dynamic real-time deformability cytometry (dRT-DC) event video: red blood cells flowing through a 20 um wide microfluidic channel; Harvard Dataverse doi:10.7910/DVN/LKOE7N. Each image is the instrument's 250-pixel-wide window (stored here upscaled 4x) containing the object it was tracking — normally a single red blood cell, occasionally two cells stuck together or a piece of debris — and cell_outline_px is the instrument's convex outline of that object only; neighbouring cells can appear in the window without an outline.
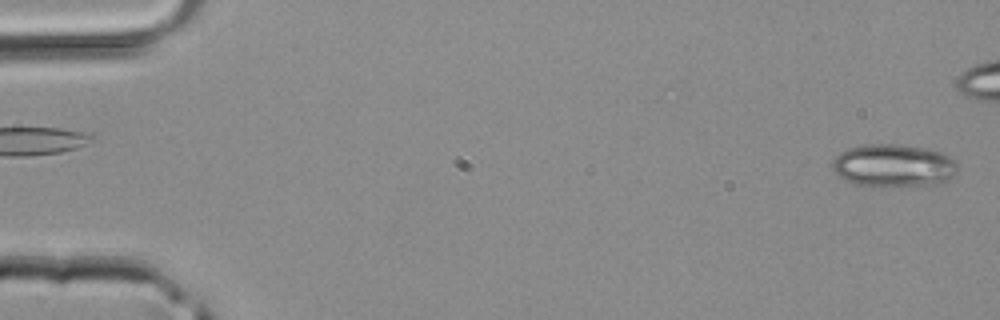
{"species": "common noctule bat (a hibernating species)", "species_latin": "Nyctalus noctula", "temperature_condition": "room temperature", "stored_images_in_passage": 38, "camera_frame_rate_fps": 3000, "um_per_image_px": 0.085, "animal": {"sex": "male", "body_mass_g": 20.4}, "frame": {"image": 1, "passage_image": 1, "time_ms": 0.0, "image_size_px": [1000, 320], "cell_outline_px": [[956, 172], [952, 176], [940, 184], [856, 184], [844, 180], [836, 176], [832, 168], [832, 160], [840, 152], [848, 148], [868, 144], [896, 144], [924, 148], [940, 152], [956, 160]], "centroid_in_image_um": [75.91, 14.04], "position_along_channel_um": 9.1, "area_um2": 30.52}}
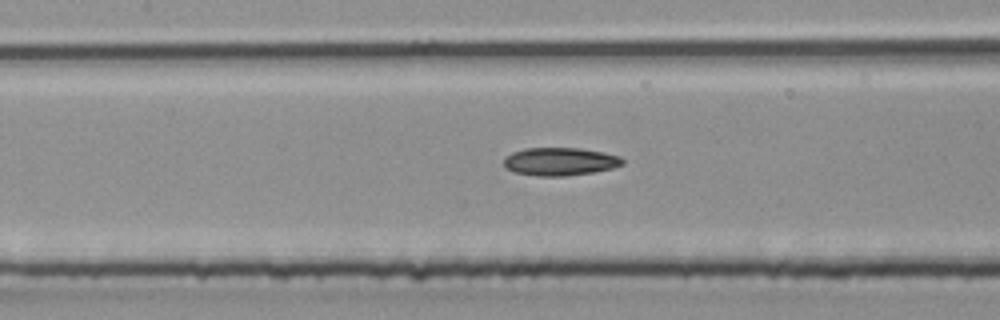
{"frame": {"image": 2, "passage_image": 20, "time_ms": 6.333, "image_size_px": [1000, 320], "cell_outline_px": [[624, 164], [612, 168], [596, 172], [568, 176], [536, 176], [512, 172], [504, 168], [504, 156], [512, 152], [524, 148], [580, 148], [604, 152], [620, 156], [624, 160]], "centroid_in_image_um": [47.58, 13.74], "position_along_channel_um": 159.8, "area_um2": 19.77}}
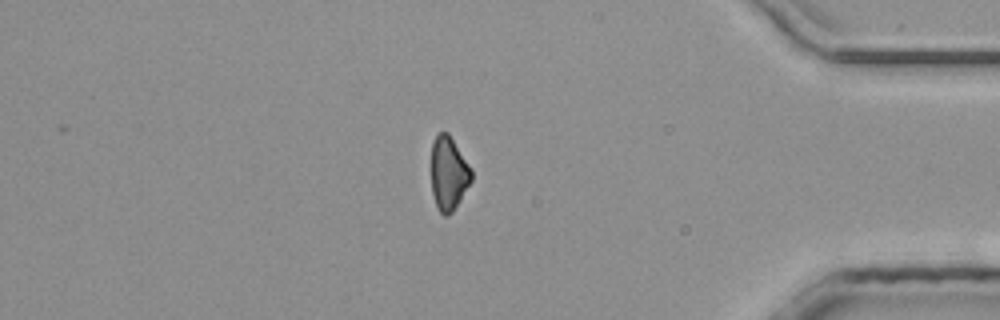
{"frame": {"image": 3, "passage_image": 37, "time_ms": 12.0, "image_size_px": [1000, 320], "cell_outline_px": [[472, 180], [460, 200], [452, 212], [448, 216], [444, 216], [436, 208], [432, 192], [432, 144], [436, 136], [440, 132], [448, 132], [472, 168]], "centroid_in_image_um": [38.14, 14.75], "position_along_channel_um": 397.1, "area_um2": 17.28}}